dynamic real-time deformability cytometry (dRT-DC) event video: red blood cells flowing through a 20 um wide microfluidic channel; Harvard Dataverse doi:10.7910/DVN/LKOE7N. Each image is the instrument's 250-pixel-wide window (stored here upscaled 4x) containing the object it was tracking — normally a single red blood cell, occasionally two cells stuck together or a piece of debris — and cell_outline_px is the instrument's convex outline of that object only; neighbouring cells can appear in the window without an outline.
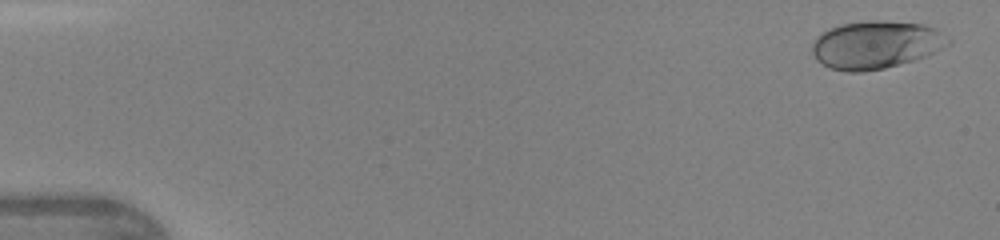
{"species": "human", "species_latin": "Homo sapiens", "temperature_condition": "warm", "stored_images_in_passage": 47, "camera_frame_rate_fps": 3000, "um_per_image_px": 0.085, "donor": {"sex": "female"}, "frame": {"image": 1, "passage_image": 2, "time_ms": 0.333, "image_size_px": [1000, 240], "cell_outline_px": [[952, 40], [948, 44], [924, 56], [912, 60], [884, 68], [864, 72], [848, 72], [832, 68], [816, 60], [812, 52], [812, 44], [816, 36], [828, 28], [840, 24], [872, 20], [880, 20], [924, 24], [936, 28]], "centroid_in_image_um": [74.41, 3.79], "position_along_channel_um": 10.6, "area_um2": 37.8}}
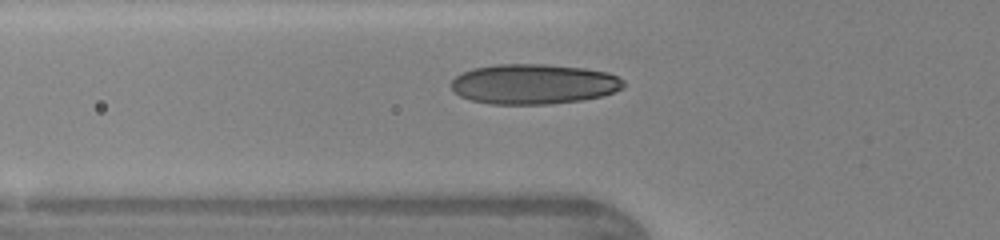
{"frame": {"image": 2, "passage_image": 17, "time_ms": 5.333, "image_size_px": [1000, 240], "cell_outline_px": [[624, 84], [620, 88], [612, 92], [600, 96], [580, 100], [548, 104], [492, 104], [472, 100], [460, 96], [452, 88], [452, 80], [456, 76], [472, 68], [496, 64], [544, 64], [584, 68], [608, 72], [624, 80]], "centroid_in_image_um": [45.35, 7.13], "position_along_channel_um": 80.5, "area_um2": 40.0}}
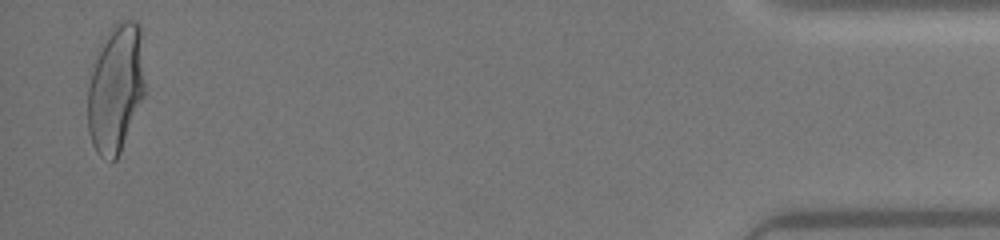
{"frame": {"image": 3, "passage_image": 46, "time_ms": 15.0, "image_size_px": [1000, 240], "cell_outline_px": [[144, 96], [120, 152], [116, 160], [112, 160], [100, 156], [96, 152], [92, 144], [88, 132], [88, 88], [96, 48], [108, 28], [120, 20], [136, 20], [140, 24], [144, 84]], "centroid_in_image_um": [9.81, 7.45], "position_along_channel_um": 425.4, "area_um2": 43.23}, "authors_computed_cell_mechanics": {"area_um2": 38.3214, "velocity_mm_per_s": 4.3381, "shape_relaxation_time_tau1_ms": 3.7912, "shape_relaxation_time_tau2_ms": null, "deformation_change_tau1": 0.1748, "deformation_change_tau2": null}}